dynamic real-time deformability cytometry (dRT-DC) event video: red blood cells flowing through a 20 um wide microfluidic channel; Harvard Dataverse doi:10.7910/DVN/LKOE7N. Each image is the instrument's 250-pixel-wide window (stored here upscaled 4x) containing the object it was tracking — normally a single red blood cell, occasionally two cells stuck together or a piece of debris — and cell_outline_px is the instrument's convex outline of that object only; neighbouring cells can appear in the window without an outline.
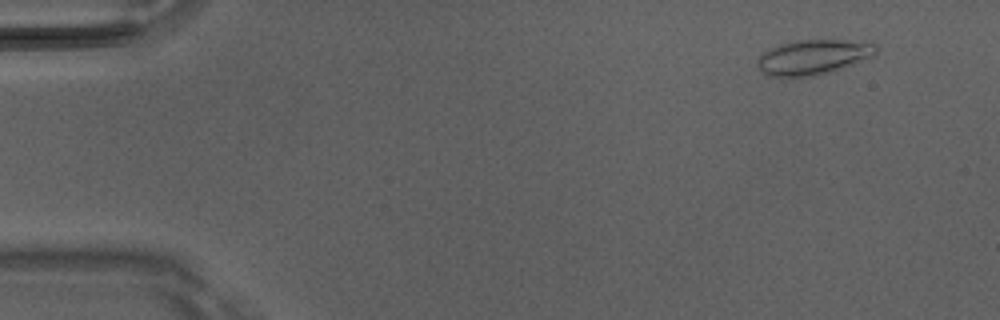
{"species": "Egyptian fruit bat (a non-hibernating species)", "species_latin": "Rousettus aegyptiacus", "temperature_condition": "room temperature", "stored_images_in_passage": 5, "camera_frame_rate_fps": 3000, "um_per_image_px": 0.085, "animal": {"sex": "male"}, "frame": {"image": 1, "passage_image": 5, "time_ms": 1.333, "image_size_px": [1000, 320], "cell_outline_px": [[876, 56], [828, 72], [808, 76], [768, 76], [756, 64], [756, 60], [764, 52], [780, 44], [796, 40], [872, 40], [876, 44]], "centroid_in_image_um": [69.2, 4.82], "position_along_channel_um": 15.8, "area_um2": 24.1}}